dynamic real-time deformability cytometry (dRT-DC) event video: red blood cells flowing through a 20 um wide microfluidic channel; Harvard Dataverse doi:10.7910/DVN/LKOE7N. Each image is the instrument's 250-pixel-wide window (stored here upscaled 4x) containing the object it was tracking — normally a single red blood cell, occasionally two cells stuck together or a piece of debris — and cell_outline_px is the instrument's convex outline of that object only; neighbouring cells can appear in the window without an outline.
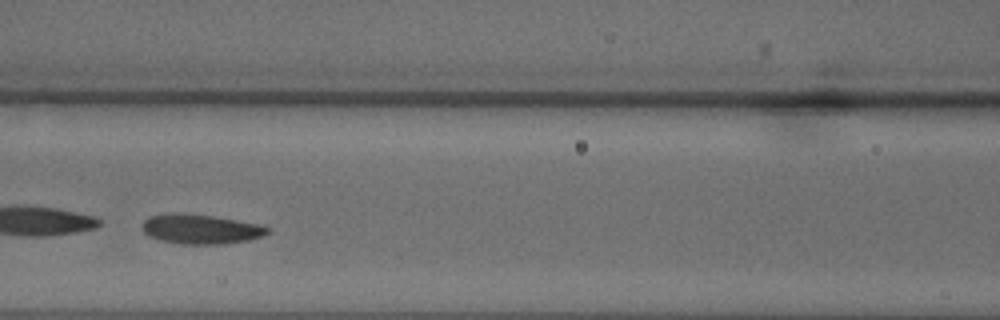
{"species": "common noctule bat (a hibernating species)", "species_latin": "Nyctalus noctula", "temperature_condition": "warm", "stored_images_in_passage": 27, "camera_frame_rate_fps": 3000, "um_per_image_px": 0.085, "animal": {"sex": "male", "body_mass_g": 18.8}, "frame": {"image": 1, "passage_image": 8, "time_ms": 2.333, "image_size_px": [1000, 320], "cell_outline_px": [[272, 232], [264, 236], [248, 240], [220, 244], [180, 244], [160, 240], [148, 236], [144, 232], [140, 224], [148, 216], [164, 212], [184, 212], [216, 216], [260, 224], [272, 228]], "centroid_in_image_um": [17.05, 19.45], "position_along_channel_um": 149.6, "area_um2": 22.37}}